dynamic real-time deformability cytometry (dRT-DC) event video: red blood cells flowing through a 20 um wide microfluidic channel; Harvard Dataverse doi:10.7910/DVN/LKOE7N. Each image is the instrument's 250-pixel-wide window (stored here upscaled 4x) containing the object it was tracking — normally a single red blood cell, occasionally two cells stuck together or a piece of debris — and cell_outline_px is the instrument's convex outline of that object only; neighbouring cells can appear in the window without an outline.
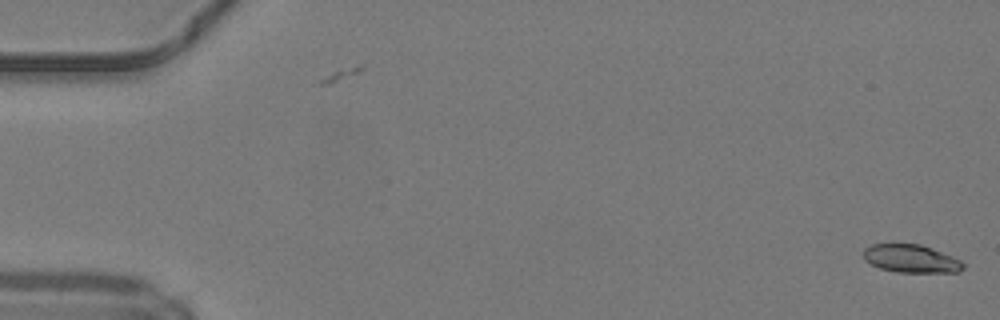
{"species": "common noctule bat (a hibernating species)", "species_latin": "Nyctalus noctula", "temperature_condition": "warm", "stored_images_in_passage": 3, "camera_frame_rate_fps": 3000, "um_per_image_px": 0.085, "animal": {"sex": "male", "body_mass_g": 19.2, "forearm_length_mm": 51.8}, "frame": {"image": 1, "passage_image": 3, "time_ms": 0.667, "image_size_px": [1000, 320], "cell_outline_px": [[964, 268], [960, 272], [896, 272], [880, 268], [864, 260], [864, 248], [872, 244], [920, 244], [932, 248], [952, 256], [960, 260], [964, 264]], "centroid_in_image_um": [77.45, 21.98], "position_along_channel_um": 7.6, "area_um2": 16.24}}